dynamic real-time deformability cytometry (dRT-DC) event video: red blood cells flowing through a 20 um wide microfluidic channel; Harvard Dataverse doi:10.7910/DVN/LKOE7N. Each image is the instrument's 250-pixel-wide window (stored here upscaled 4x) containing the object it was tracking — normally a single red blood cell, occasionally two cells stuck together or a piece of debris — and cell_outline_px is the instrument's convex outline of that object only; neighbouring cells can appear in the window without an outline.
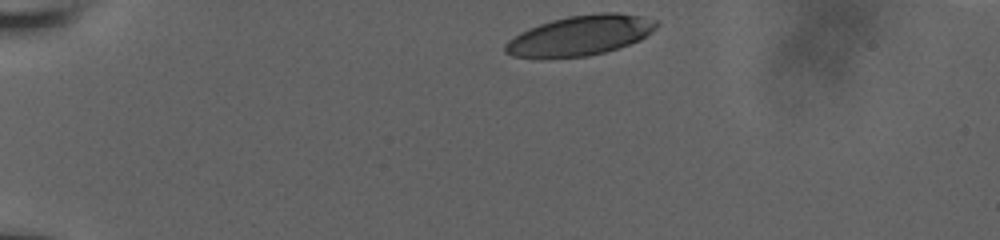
{"species": "human", "species_latin": "Homo sapiens", "temperature_condition": "room temperature", "stored_images_in_passage": 31, "camera_frame_rate_fps": 3000, "um_per_image_px": 0.085, "donor": {"sex": "male"}, "frame": {"image": 1, "passage_image": 1, "time_ms": 0.0, "image_size_px": [1000, 240], "cell_outline_px": [[660, 24], [652, 32], [640, 40], [604, 52], [588, 56], [544, 60], [540, 60], [512, 56], [504, 52], [504, 44], [508, 40], [520, 32], [528, 28], [552, 20], [568, 16], [600, 12], [616, 12], [640, 16], [660, 20]], "centroid_in_image_um": [49.28, 3.04], "position_along_channel_um": 35.7, "area_um2": 36.01}}
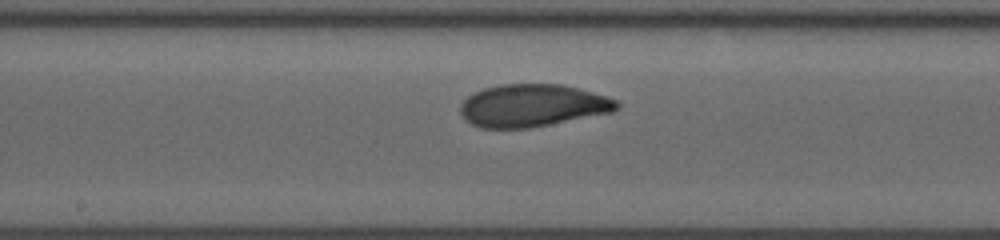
{"frame": {"image": 2, "passage_image": 18, "time_ms": 6.333, "image_size_px": [1000, 240], "cell_outline_px": [[620, 104], [612, 112], [532, 128], [480, 128], [464, 120], [460, 112], [460, 104], [472, 92], [484, 88], [500, 84], [560, 84], [592, 92], [616, 100]], "centroid_in_image_um": [45.2, 8.98], "position_along_channel_um": 203.0, "area_um2": 38.78}}
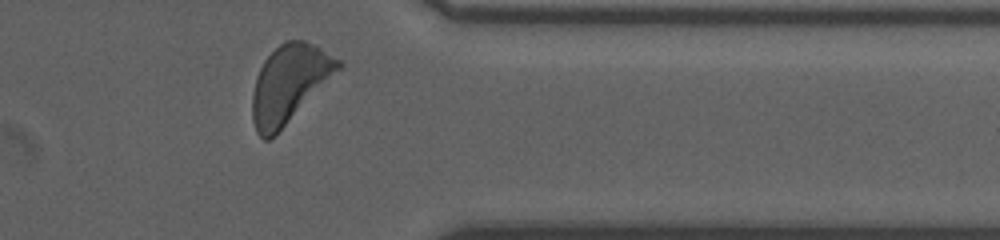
{"frame": {"image": 3, "passage_image": 31, "time_ms": 11.333, "image_size_px": [1000, 240], "cell_outline_px": [[344, 64], [268, 140], [264, 140], [256, 132], [252, 120], [252, 96], [256, 76], [264, 60], [280, 44], [288, 40], [304, 40], [320, 48], [340, 60]], "centroid_in_image_um": [24.54, 7.08], "position_along_channel_um": 386.9, "area_um2": 37.4}, "authors_computed_cell_mechanics": {"area_um2": 37.8012, "velocity_mm_per_s": 3.8116, "shape_relaxation_time_tau1_ms": 3.8426, "shape_relaxation_time_tau2_ms": 1.7726, "deformation_change_tau1": 0.1642, "deformation_change_tau2": 0.0757}}